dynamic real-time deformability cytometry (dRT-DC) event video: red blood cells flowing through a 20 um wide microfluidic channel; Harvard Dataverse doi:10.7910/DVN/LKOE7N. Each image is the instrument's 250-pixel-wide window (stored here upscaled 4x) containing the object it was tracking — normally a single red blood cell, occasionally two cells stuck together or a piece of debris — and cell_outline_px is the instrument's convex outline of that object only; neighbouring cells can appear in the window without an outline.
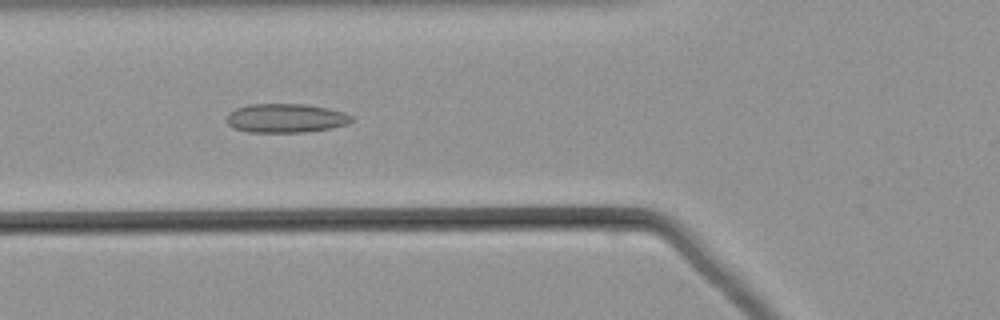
{"species": "common noctule bat (a hibernating species)", "species_latin": "Nyctalus noctula", "temperature_condition": "warm", "stored_images_in_passage": 40, "camera_frame_rate_fps": 3000, "um_per_image_px": 0.085, "animal": {"sex": "male", "body_mass_g": 21.5, "forearm_length_mm": 52.0}, "frame": {"image": 1, "passage_image": 10, "time_ms": 3.0, "image_size_px": [1000, 320], "cell_outline_px": [[352, 120], [348, 124], [332, 128], [304, 132], [248, 132], [236, 128], [228, 124], [224, 120], [228, 112], [236, 108], [248, 104], [304, 104], [328, 108], [344, 112], [352, 116]], "centroid_in_image_um": [24.27, 10.04], "position_along_channel_um": 101.5, "area_um2": 21.21}}
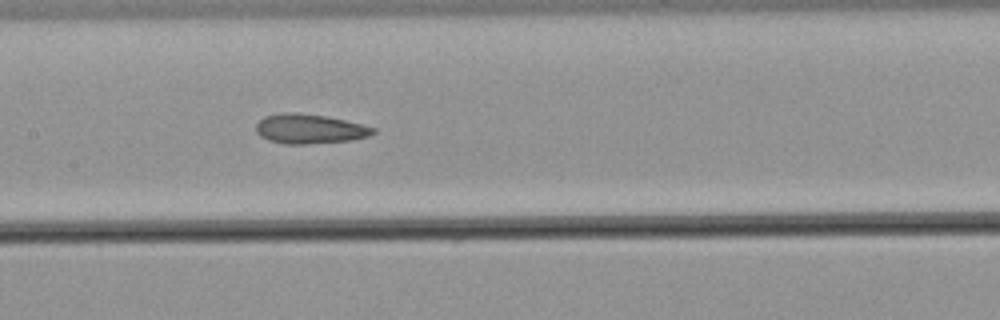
{"frame": {"image": 2, "passage_image": 16, "time_ms": 5.0, "image_size_px": [1000, 320], "cell_outline_px": [[376, 132], [368, 136], [352, 140], [308, 144], [284, 144], [268, 140], [260, 136], [256, 132], [256, 124], [264, 116], [284, 112], [296, 112], [324, 116], [344, 120], [376, 128]], "centroid_in_image_um": [26.29, 10.96], "position_along_channel_um": 181.1, "area_um2": 20.17}}
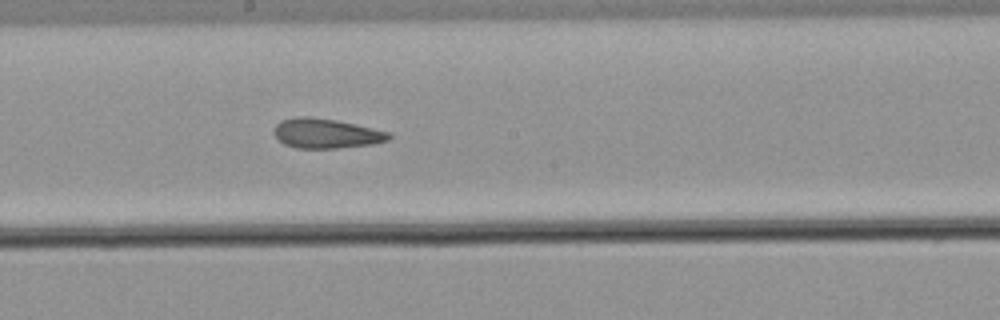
{"frame": {"image": 3, "passage_image": 19, "time_ms": 6.0, "image_size_px": [1000, 320], "cell_outline_px": [[392, 136], [388, 140], [372, 144], [336, 148], [296, 148], [284, 144], [272, 132], [276, 124], [280, 120], [296, 116], [308, 116], [336, 120], [356, 124], [392, 132]], "centroid_in_image_um": [27.72, 11.33], "position_along_channel_um": 220.5, "area_um2": 20.06}}